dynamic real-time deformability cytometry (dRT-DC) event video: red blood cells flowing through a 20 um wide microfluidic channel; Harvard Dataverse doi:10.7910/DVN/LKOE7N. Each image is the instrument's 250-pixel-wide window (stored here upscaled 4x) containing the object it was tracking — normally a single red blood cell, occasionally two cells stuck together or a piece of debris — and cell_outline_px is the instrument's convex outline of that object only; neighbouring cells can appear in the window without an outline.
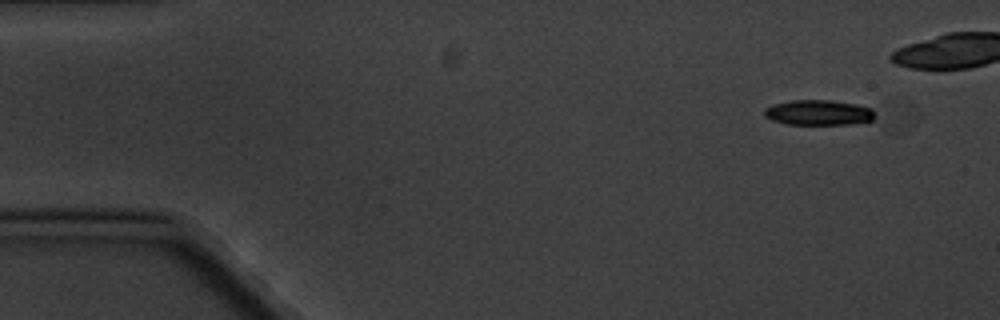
{"species": "common noctule bat (a hibernating species)", "species_latin": "Nyctalus noctula", "temperature_condition": "cold", "stored_images_in_passage": 3, "camera_frame_rate_fps": 3000, "um_per_image_px": 0.085, "animal": {"sex": "male", "body_mass_g": 20.1, "forearm_length_mm": 53.5}, "frame": {"image": 1, "passage_image": 1, "time_ms": 0.0, "image_size_px": [1000, 320], "cell_outline_px": [[876, 116], [872, 120], [852, 124], [788, 124], [772, 120], [764, 116], [764, 108], [772, 104], [792, 100], [828, 100], [856, 104], [872, 108]], "centroid_in_image_um": [69.57, 9.56], "position_along_channel_um": 15.4, "area_um2": 16.3}}